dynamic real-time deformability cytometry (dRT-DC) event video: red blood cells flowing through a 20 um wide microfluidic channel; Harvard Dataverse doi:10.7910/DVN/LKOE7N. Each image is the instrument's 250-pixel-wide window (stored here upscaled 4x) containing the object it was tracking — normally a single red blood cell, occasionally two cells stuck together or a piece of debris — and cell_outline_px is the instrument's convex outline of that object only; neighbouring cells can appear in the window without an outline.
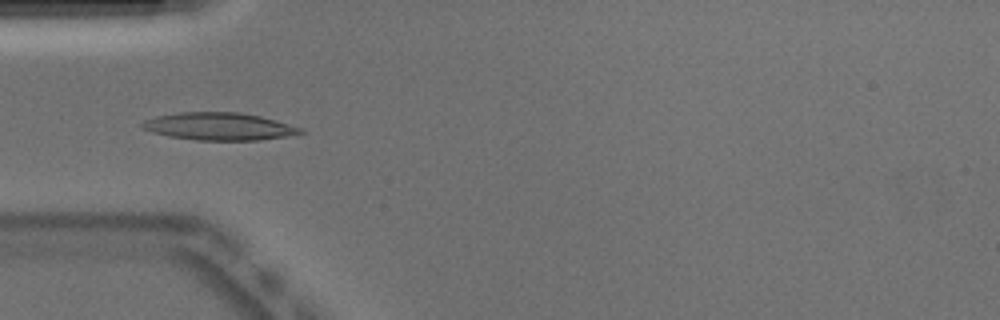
{"species": "Egyptian fruit bat (a non-hibernating species)", "species_latin": "Rousettus aegyptiacus", "temperature_condition": "warm", "stored_images_in_passage": 50, "camera_frame_rate_fps": 3000, "um_per_image_px": 0.085, "animal": {"sex": "male"}, "frame": {"image": 1, "passage_image": 15, "time_ms": 4.667, "image_size_px": [1000, 320], "cell_outline_px": [[304, 132], [296, 136], [260, 140], [196, 140], [168, 136], [152, 132], [144, 128], [140, 124], [144, 120], [156, 116], [180, 112], [240, 112], [260, 116], [304, 128]], "centroid_in_image_um": [18.69, 10.75], "position_along_channel_um": 66.3, "area_um2": 25.61}}
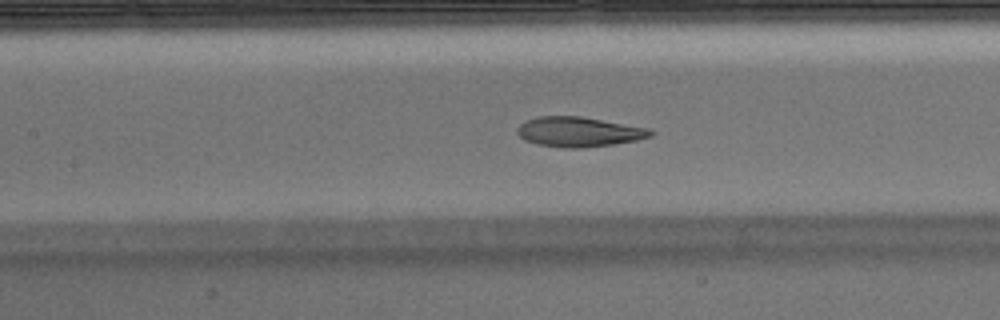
{"frame": {"image": 2, "passage_image": 22, "time_ms": 7.0, "image_size_px": [1000, 320], "cell_outline_px": [[656, 132], [652, 136], [636, 140], [612, 144], [584, 148], [564, 148], [536, 144], [524, 140], [516, 132], [516, 128], [524, 120], [536, 116], [580, 116], [652, 128]], "centroid_in_image_um": [49.2, 11.2], "position_along_channel_um": 158.2, "area_um2": 23.58}, "authors_computed_cell_mechanics": {"area_um2": 23.6113, "velocity_mm_per_s": 3.8907, "shape_relaxation_time_tau1_ms": 9.0306, "shape_relaxation_time_tau2_ms": 1.4359, "deformation_change_tau1": 0.2745, "deformation_change_tau2": 0.0792}}